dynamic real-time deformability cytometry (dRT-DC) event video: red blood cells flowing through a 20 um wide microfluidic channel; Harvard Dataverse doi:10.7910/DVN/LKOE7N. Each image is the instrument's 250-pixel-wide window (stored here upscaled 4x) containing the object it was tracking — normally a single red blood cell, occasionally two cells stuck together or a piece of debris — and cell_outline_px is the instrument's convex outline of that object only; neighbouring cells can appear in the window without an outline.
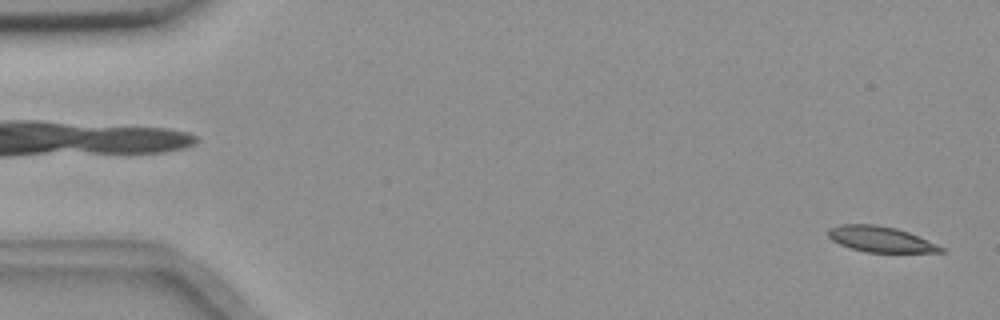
{"species": "common noctule bat (a hibernating species)", "species_latin": "Nyctalus noctula", "temperature_condition": "room temperature", "stored_images_in_passage": 3, "camera_frame_rate_fps": 3000, "um_per_image_px": 0.085, "animal": {"sex": "female", "body_mass_g": 18.4}, "frame": {"image": 1, "passage_image": 3, "time_ms": 0.667, "image_size_px": [1000, 320], "cell_outline_px": [[948, 252], [864, 252], [848, 248], [832, 240], [828, 236], [828, 228], [840, 224], [876, 224], [896, 228], [908, 232], [936, 244], [944, 248]], "centroid_in_image_um": [74.81, 20.33], "position_along_channel_um": 10.2, "area_um2": 16.88}}